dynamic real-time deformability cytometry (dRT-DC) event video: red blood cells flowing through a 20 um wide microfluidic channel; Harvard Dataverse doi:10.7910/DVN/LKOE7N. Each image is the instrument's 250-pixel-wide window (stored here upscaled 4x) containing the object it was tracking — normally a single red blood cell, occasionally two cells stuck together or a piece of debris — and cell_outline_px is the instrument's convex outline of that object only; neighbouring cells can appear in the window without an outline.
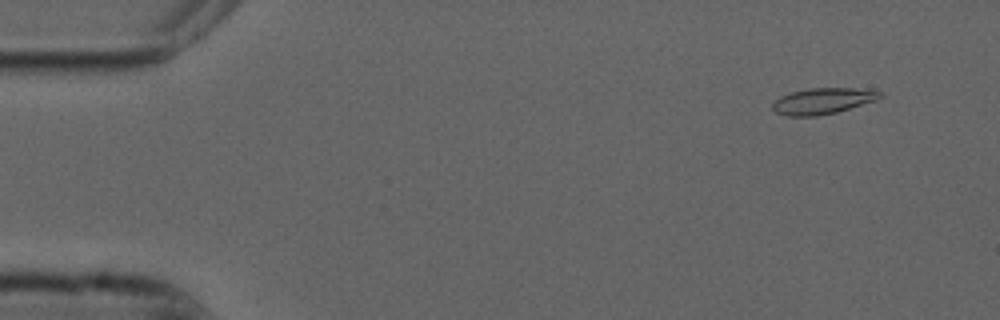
{"species": "common noctule bat (a hibernating species)", "species_latin": "Nyctalus noctula", "temperature_condition": "cold", "stored_images_in_passage": 55, "camera_frame_rate_fps": 3000, "um_per_image_px": 0.085, "animal": {"sex": "male", "forearm_length_mm": 52.5}, "frame": {"image": 1, "passage_image": 5, "time_ms": 1.333, "image_size_px": [1000, 320], "cell_outline_px": [[884, 96], [876, 100], [836, 112], [816, 116], [784, 116], [776, 112], [772, 108], [772, 104], [780, 96], [792, 92], [808, 88], [852, 88], [884, 92]], "centroid_in_image_um": [69.92, 8.58], "position_along_channel_um": 15.1, "area_um2": 16.24}}
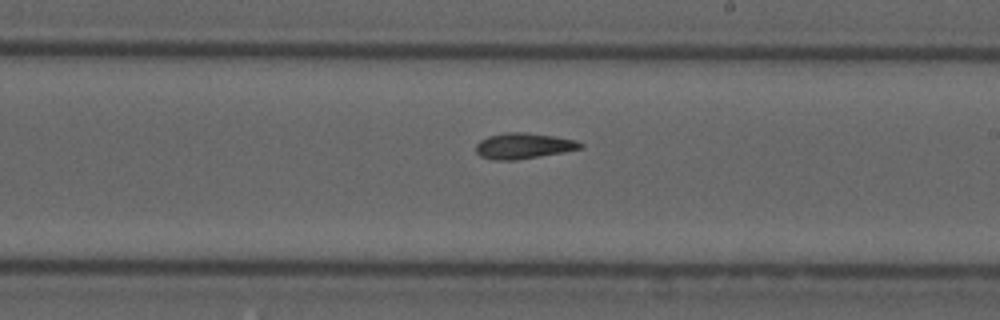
{"frame": {"image": 2, "passage_image": 32, "time_ms": 10.333, "image_size_px": [1000, 320], "cell_outline_px": [[584, 148], [564, 152], [516, 160], [492, 160], [480, 156], [476, 152], [476, 144], [480, 140], [488, 136], [504, 132], [528, 132], [576, 140], [584, 144]], "centroid_in_image_um": [44.49, 12.4], "position_along_channel_um": 244.5, "area_um2": 15.84}}
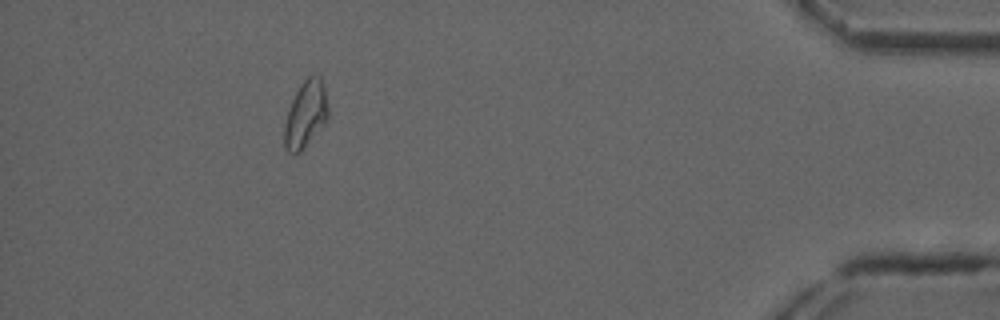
{"frame": {"image": 3, "passage_image": 50, "time_ms": 16.333, "image_size_px": [1000, 320], "cell_outline_px": [[328, 120], [304, 148], [300, 152], [292, 156], [284, 148], [284, 124], [288, 108], [300, 84], [308, 76], [320, 76], [324, 88], [328, 108]], "centroid_in_image_um": [25.96, 9.77], "position_along_channel_um": 409.2, "area_um2": 17.17}, "authors_computed_cell_mechanics": {"area_um2": 16.0106, "velocity_mm_per_s": 3.7276, "shape_relaxation_time_tau1_ms": null, "shape_relaxation_time_tau2_ms": 6.7271, "deformation_change_tau1": null, "deformation_change_tau2": 0.1415}}